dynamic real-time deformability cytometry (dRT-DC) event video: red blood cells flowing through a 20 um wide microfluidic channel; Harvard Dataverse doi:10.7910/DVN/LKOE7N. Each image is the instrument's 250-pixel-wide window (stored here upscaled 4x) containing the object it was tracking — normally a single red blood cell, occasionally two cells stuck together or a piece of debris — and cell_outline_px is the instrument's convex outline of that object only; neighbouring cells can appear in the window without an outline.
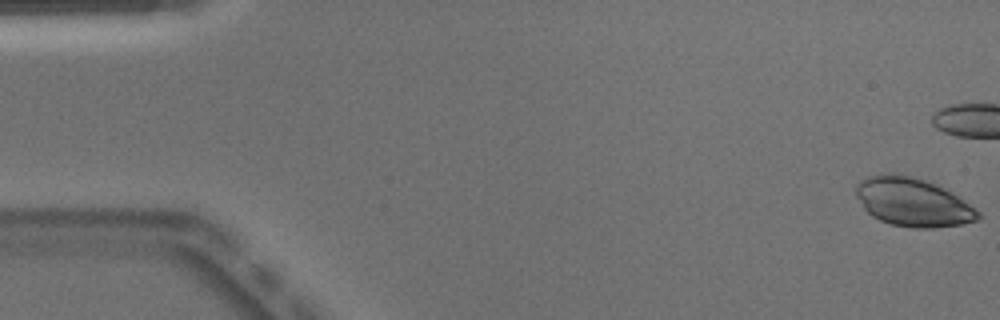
{"species": "Egyptian fruit bat (a non-hibernating species)", "species_latin": "Rousettus aegyptiacus", "temperature_condition": "warm", "stored_images_in_passage": 52, "camera_frame_rate_fps": 3000, "um_per_image_px": 0.085, "animal": {"sex": "male"}, "frame": {"image": 1, "passage_image": 1, "time_ms": 0.0, "image_size_px": [1000, 320], "cell_outline_px": [[980, 216], [976, 220], [960, 224], [936, 228], [912, 228], [892, 224], [880, 220], [872, 216], [864, 208], [856, 196], [856, 184], [860, 180], [868, 176], [908, 176], [924, 180], [944, 188], [952, 192], [964, 200], [980, 212]], "centroid_in_image_um": [77.6, 17.22], "position_along_channel_um": 7.4, "area_um2": 33.76}}